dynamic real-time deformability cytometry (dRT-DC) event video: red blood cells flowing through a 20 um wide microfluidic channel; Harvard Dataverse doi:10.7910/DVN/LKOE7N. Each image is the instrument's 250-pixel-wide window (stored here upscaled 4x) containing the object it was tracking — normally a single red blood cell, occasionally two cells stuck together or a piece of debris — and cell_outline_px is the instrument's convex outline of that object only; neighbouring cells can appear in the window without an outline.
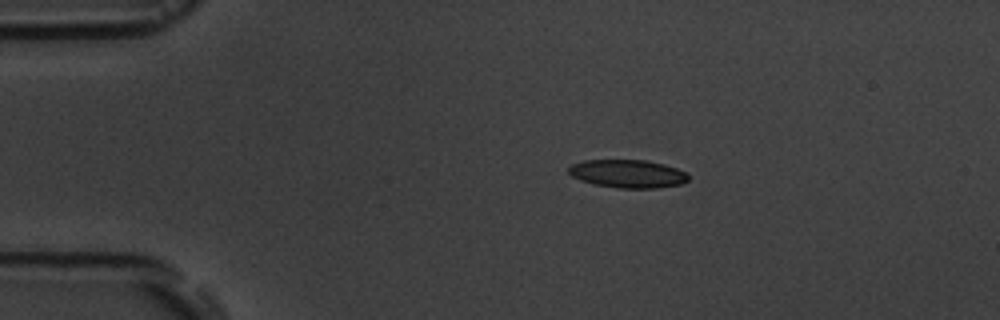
{"species": "common noctule bat (a hibernating species)", "species_latin": "Nyctalus noctula", "temperature_condition": "room temperature", "stored_images_in_passage": 14, "camera_frame_rate_fps": 3000, "um_per_image_px": 0.085, "animal": {"sex": "male", "body_mass_g": 19.5, "forearm_length_mm": 54.6}, "frame": {"image": 1, "passage_image": 2, "time_ms": 2.0, "image_size_px": [1000, 320], "cell_outline_px": [[688, 180], [680, 184], [656, 188], [620, 188], [592, 184], [580, 180], [572, 176], [568, 172], [568, 168], [572, 164], [584, 160], [644, 160], [664, 164], [676, 168], [684, 172], [688, 176]], "centroid_in_image_um": [53.32, 14.77], "position_along_channel_um": 31.7, "area_um2": 19.54}}
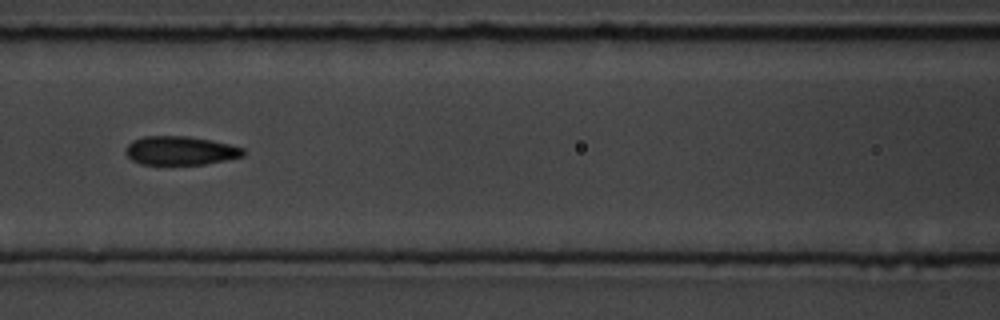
{"frame": {"image": 2, "passage_image": 6, "time_ms": 6.667, "image_size_px": [1000, 320], "cell_outline_px": [[244, 156], [204, 164], [140, 164], [132, 160], [124, 152], [124, 148], [132, 140], [144, 136], [188, 136], [228, 144], [244, 148]], "centroid_in_image_um": [15.28, 12.8], "position_along_channel_um": 151.3, "area_um2": 19.59}}
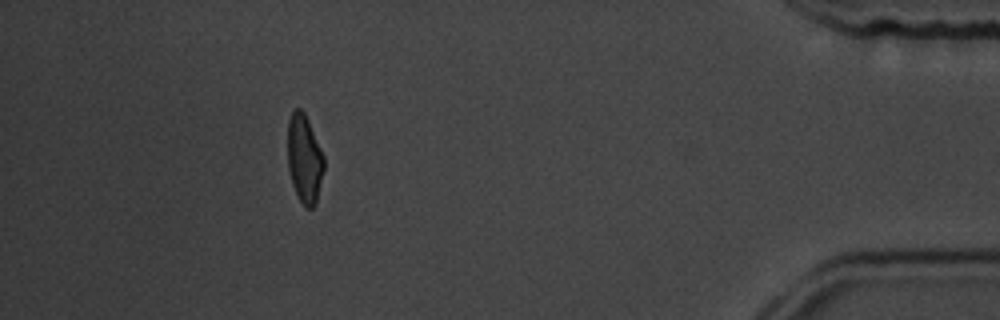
{"frame": {"image": 3, "passage_image": 13, "time_ms": 15.333, "image_size_px": [1000, 320], "cell_outline_px": [[324, 172], [316, 204], [312, 208], [304, 208], [292, 184], [288, 168], [288, 120], [292, 112], [296, 108], [300, 108], [304, 112], [308, 120], [324, 156]], "centroid_in_image_um": [25.88, 13.52], "position_along_channel_um": 409.3, "area_um2": 18.79}, "authors_computed_cell_mechanics": {"area_um2": 19.7965, "velocity_mm_per_s": 3.623, "shape_relaxation_time_tau1_ms": 4.9814, "shape_relaxation_time_tau2_ms": 1.9801, "deformation_change_tau1": 0.1299, "deformation_change_tau2": 0.0439}}